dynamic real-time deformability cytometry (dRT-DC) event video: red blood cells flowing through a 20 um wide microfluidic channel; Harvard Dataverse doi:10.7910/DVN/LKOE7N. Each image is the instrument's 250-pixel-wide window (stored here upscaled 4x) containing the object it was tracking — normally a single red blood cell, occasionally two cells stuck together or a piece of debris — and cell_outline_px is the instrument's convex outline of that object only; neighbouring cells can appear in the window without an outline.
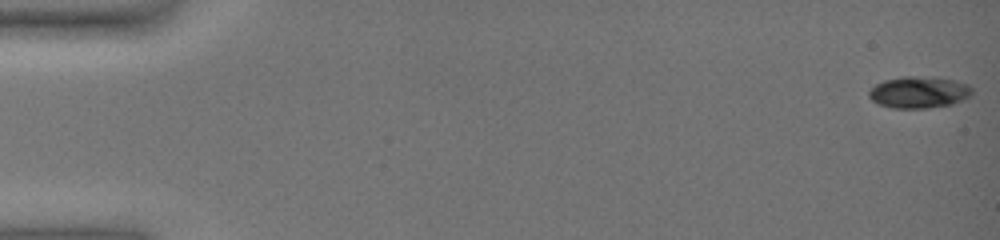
{"species": "common noctule bat (a hibernating species)", "species_latin": "Nyctalus noctula", "temperature_condition": "warm", "stored_images_in_passage": 60, "camera_frame_rate_fps": 3000, "um_per_image_px": 0.085, "animal": {"sex": "female", "body_mass_g": 19.0, "forearm_length_mm": 51.5}, "frame": {"image": 1, "passage_image": 1, "time_ms": 0.0, "image_size_px": [1000, 240], "cell_outline_px": [[972, 92], [968, 96], [952, 104], [928, 108], [892, 108], [880, 104], [872, 100], [868, 96], [868, 92], [876, 84], [884, 80], [904, 76], [912, 76], [952, 80], [968, 84], [972, 88]], "centroid_in_image_um": [78.07, 7.85], "position_along_channel_um": 6.9, "area_um2": 18.67}}
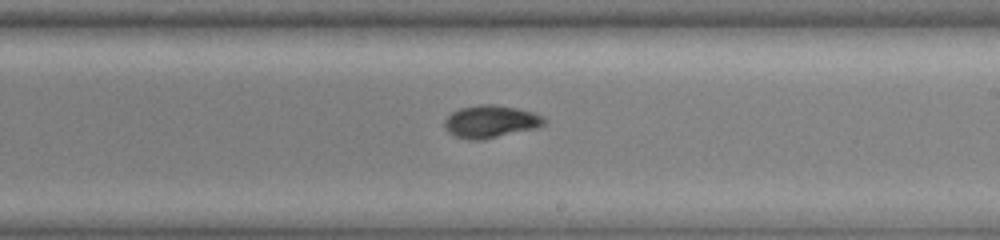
{"frame": {"image": 2, "passage_image": 38, "time_ms": 12.333, "image_size_px": [1000, 240], "cell_outline_px": [[548, 120], [544, 124], [536, 128], [484, 140], [468, 140], [456, 136], [448, 132], [444, 128], [444, 120], [452, 112], [460, 108], [480, 104], [496, 104], [516, 108], [532, 112], [544, 116]], "centroid_in_image_um": [41.71, 10.33], "position_along_channel_um": 247.3, "area_um2": 19.07}}
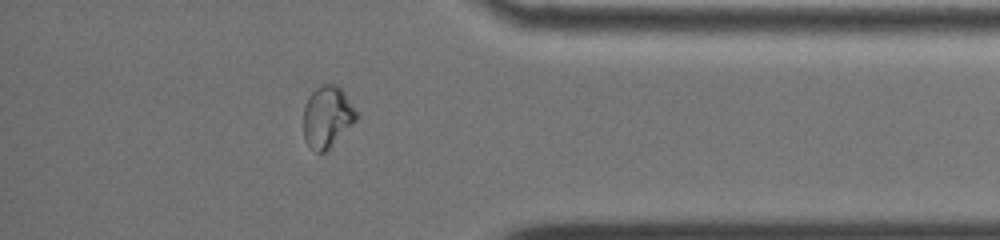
{"frame": {"image": 3, "passage_image": 53, "time_ms": 17.333, "image_size_px": [1000, 240], "cell_outline_px": [[360, 116], [324, 152], [316, 152], [304, 140], [304, 108], [308, 96], [320, 84], [336, 84], [344, 92]], "centroid_in_image_um": [27.81, 9.89], "position_along_channel_um": 407.4, "area_um2": 18.73}, "authors_computed_cell_mechanics": {"area_um2": 18.9006, "velocity_mm_per_s": 3.3348, "shape_relaxation_time_tau1_ms": 9.5416, "shape_relaxation_time_tau2_ms": 3.333, "deformation_change_tau1": 0.2428, "deformation_change_tau2": 0.0333}}